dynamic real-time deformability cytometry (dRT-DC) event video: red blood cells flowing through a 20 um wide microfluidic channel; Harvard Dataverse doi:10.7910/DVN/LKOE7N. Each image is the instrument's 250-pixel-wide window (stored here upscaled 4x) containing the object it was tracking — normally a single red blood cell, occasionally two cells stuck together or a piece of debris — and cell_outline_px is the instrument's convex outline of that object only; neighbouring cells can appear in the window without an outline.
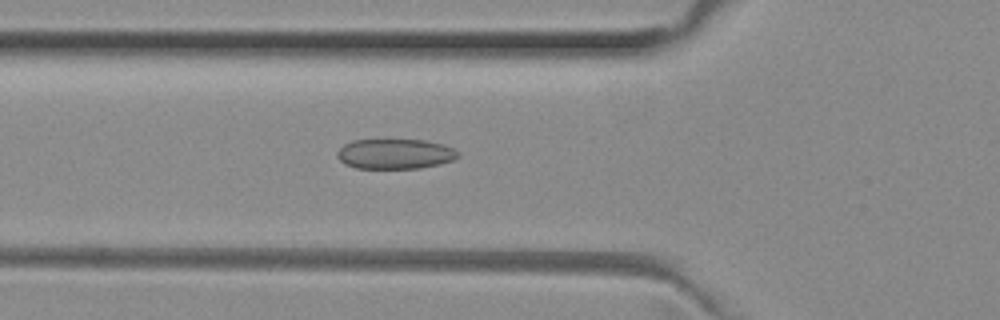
{"species": "common noctule bat (a hibernating species)", "species_latin": "Nyctalus noctula", "temperature_condition": "room temperature", "stored_images_in_passage": 49, "camera_frame_rate_fps": 3000, "um_per_image_px": 0.085, "animal": {"sex": "female", "body_mass_g": 29.2, "forearm_length_mm": 56.3}, "frame": {"image": 1, "passage_image": 16, "time_ms": 5.0, "image_size_px": [1000, 320], "cell_outline_px": [[460, 156], [452, 160], [440, 164], [420, 168], [356, 168], [344, 164], [336, 156], [336, 152], [344, 144], [352, 140], [424, 140], [444, 144], [456, 148], [460, 152]], "centroid_in_image_um": [33.61, 13.08], "position_along_channel_um": 92.2, "area_um2": 21.39}}
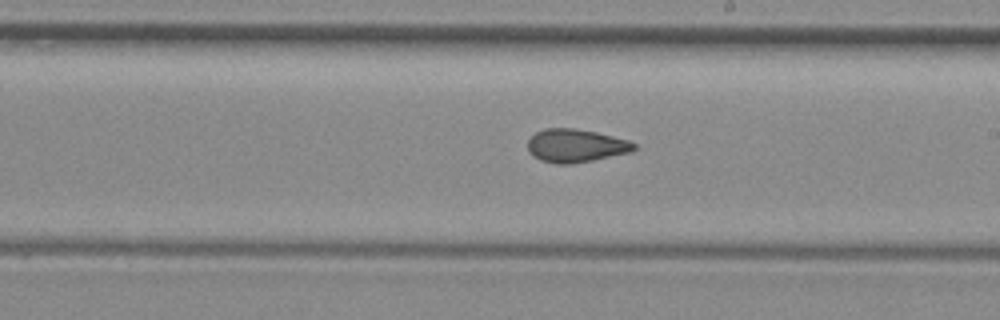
{"frame": {"image": 2, "passage_image": 27, "time_ms": 8.667, "image_size_px": [1000, 320], "cell_outline_px": [[636, 148], [632, 152], [572, 164], [556, 164], [540, 160], [532, 156], [528, 152], [528, 140], [536, 132], [544, 128], [576, 128], [596, 132], [628, 140], [636, 144]], "centroid_in_image_um": [48.92, 12.38], "position_along_channel_um": 240.1, "area_um2": 20.69}}
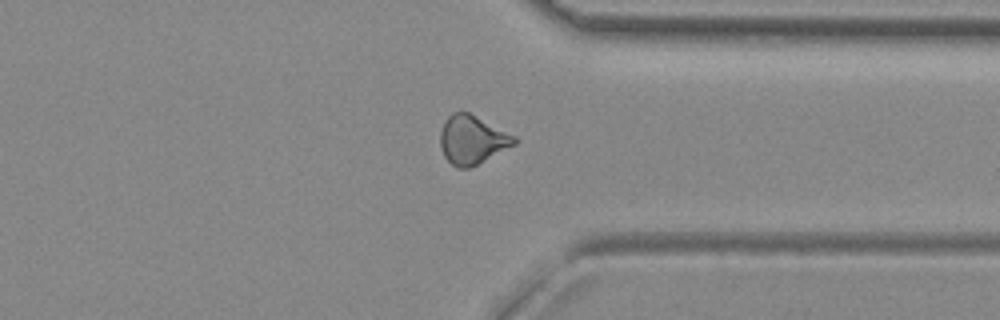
{"frame": {"image": 3, "passage_image": 37, "time_ms": 12.0, "image_size_px": [1000, 320], "cell_outline_px": [[516, 144], [468, 168], [456, 168], [444, 156], [440, 144], [440, 132], [444, 120], [452, 112], [468, 112], [516, 136]], "centroid_in_image_um": [40.11, 11.87], "position_along_channel_um": 371.3, "area_um2": 20.75}, "authors_computed_cell_mechanics": {"area_um2": 20.7502, "velocity_mm_per_s": 4.0188, "shape_relaxation_time_tau1_ms": 9.9321, "shape_relaxation_time_tau2_ms": 1.836, "deformation_change_tau1": 0.1791, "deformation_change_tau2": 0.0873}}